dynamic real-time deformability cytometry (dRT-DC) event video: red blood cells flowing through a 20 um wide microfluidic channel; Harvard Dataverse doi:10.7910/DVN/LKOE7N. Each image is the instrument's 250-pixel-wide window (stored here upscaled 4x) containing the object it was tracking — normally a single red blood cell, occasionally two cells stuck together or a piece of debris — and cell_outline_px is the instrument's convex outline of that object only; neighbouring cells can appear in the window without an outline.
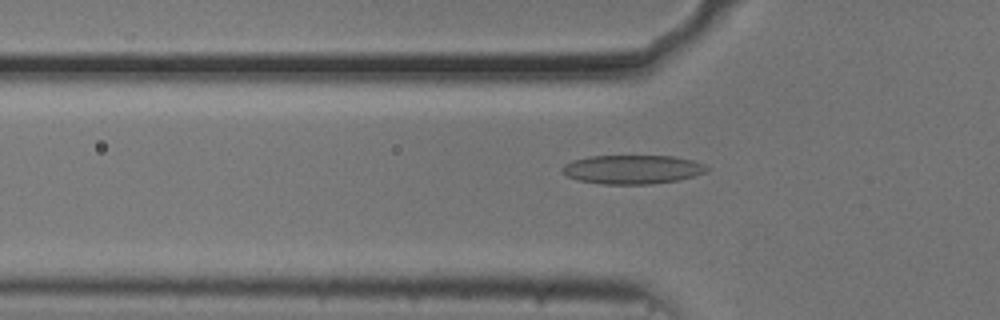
{"species": "common noctule bat (a hibernating species)", "species_latin": "Nyctalus noctula", "temperature_condition": "cold", "stored_images_in_passage": 53, "camera_frame_rate_fps": 3000, "um_per_image_px": 0.085, "animal": {"sex": "male", "body_mass_g": 20.5, "forearm_length_mm": 52.5}, "frame": {"image": 1, "passage_image": 17, "time_ms": 5.333, "image_size_px": [1000, 320], "cell_outline_px": [[712, 168], [708, 172], [680, 180], [652, 184], [604, 184], [576, 180], [568, 176], [560, 168], [564, 164], [572, 160], [588, 156], [672, 156], [692, 160], [704, 164]], "centroid_in_image_um": [53.79, 14.4], "position_along_channel_um": 72.0, "area_um2": 24.62}}
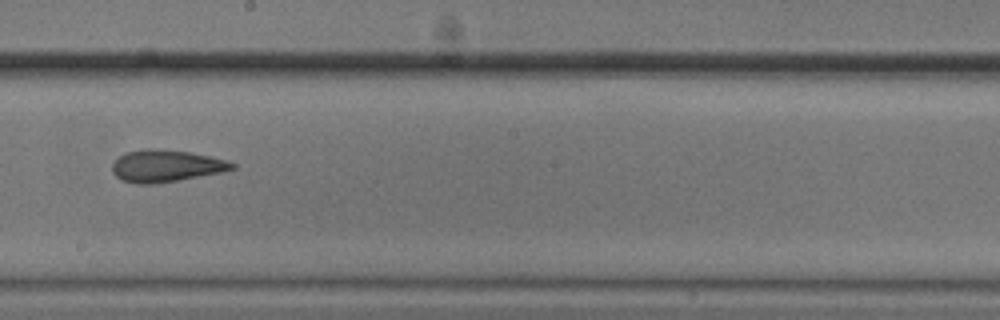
{"frame": {"image": 2, "passage_image": 30, "time_ms": 9.667, "image_size_px": [1000, 320], "cell_outline_px": [[236, 168], [224, 172], [152, 184], [136, 184], [120, 180], [112, 172], [112, 164], [124, 152], [144, 148], [152, 148], [188, 152], [228, 160], [236, 164]], "centroid_in_image_um": [14.09, 14.1], "position_along_channel_um": 234.1, "area_um2": 22.43}}
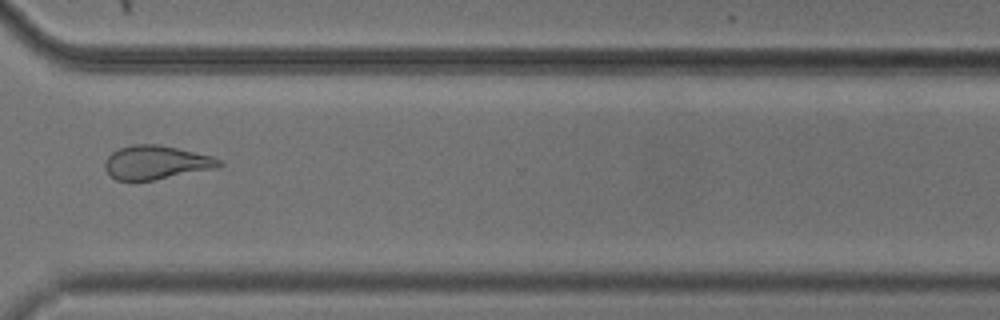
{"frame": {"image": 3, "passage_image": 40, "time_ms": 13.0, "image_size_px": [1000, 320], "cell_outline_px": [[224, 164], [220, 168], [152, 180], [116, 180], [104, 168], [104, 164], [108, 156], [112, 152], [120, 148], [132, 144], [160, 144], [212, 156], [220, 160]], "centroid_in_image_um": [13.31, 13.8], "position_along_channel_um": 357.3, "area_um2": 22.48}, "authors_computed_cell_mechanics": {"area_um2": 23.5824, "velocity_mm_per_s": 3.7169, "shape_relaxation_time_tau1_ms": 4.624, "shape_relaxation_time_tau2_ms": 2.0497, "deformation_change_tau1": 0.1127, "deformation_change_tau2": 0.0909}}